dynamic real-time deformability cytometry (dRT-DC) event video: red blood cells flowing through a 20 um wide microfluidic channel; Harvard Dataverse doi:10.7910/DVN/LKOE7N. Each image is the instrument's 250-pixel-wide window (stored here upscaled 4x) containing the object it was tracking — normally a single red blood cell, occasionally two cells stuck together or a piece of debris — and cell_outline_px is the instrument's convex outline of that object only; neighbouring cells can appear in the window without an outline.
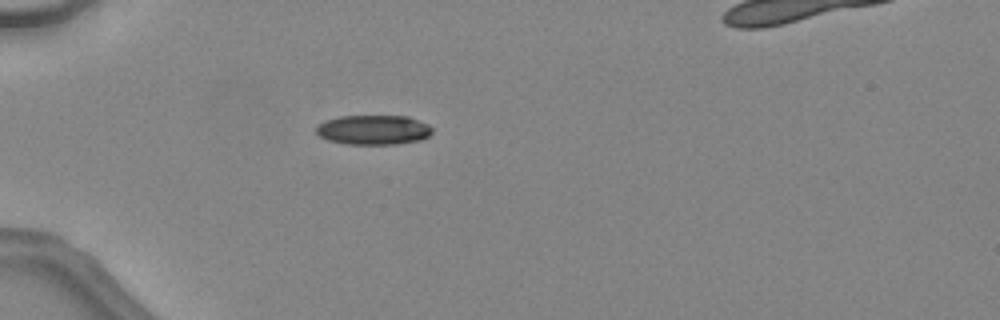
{"species": "common noctule bat (a hibernating species)", "species_latin": "Nyctalus noctula", "temperature_condition": "warm", "stored_images_in_passage": 3, "camera_frame_rate_fps": 3000, "um_per_image_px": 0.085, "animal": {"sex": "female", "body_mass_g": 24.6, "forearm_length_mm": 56.2}, "frame": {"image": 1, "passage_image": 1, "time_ms": 0.0, "image_size_px": [1000, 320], "cell_outline_px": [[432, 132], [428, 136], [420, 140], [396, 144], [344, 144], [328, 140], [320, 136], [316, 132], [316, 128], [324, 120], [340, 116], [408, 116], [428, 124], [432, 128]], "centroid_in_image_um": [31.74, 11.04], "position_along_channel_um": 53.3, "area_um2": 20.06}}